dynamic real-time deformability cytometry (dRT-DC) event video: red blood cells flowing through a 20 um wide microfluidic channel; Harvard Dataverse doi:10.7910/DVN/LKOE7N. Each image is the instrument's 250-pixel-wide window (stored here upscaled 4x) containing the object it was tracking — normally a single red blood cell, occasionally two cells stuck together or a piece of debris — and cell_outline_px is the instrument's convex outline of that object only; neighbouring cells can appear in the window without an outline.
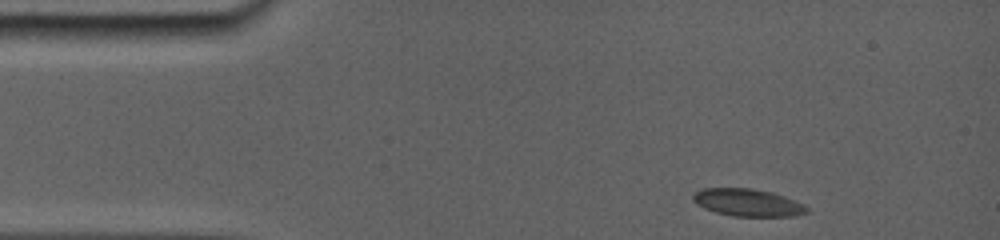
{"species": "common noctule bat (a hibernating species)", "species_latin": "Nyctalus noctula", "temperature_condition": "room temperature", "stored_images_in_passage": 31, "camera_frame_rate_fps": 5000, "um_per_image_px": 0.085, "animal": {"sex": "female", "body_mass_g": 19.0, "forearm_length_mm": 56.7}, "frame": {"image": 1, "passage_image": 1, "time_ms": 0.0, "image_size_px": [1000, 240], "cell_outline_px": [[808, 212], [796, 216], [732, 216], [716, 212], [704, 208], [696, 204], [692, 200], [692, 196], [700, 188], [752, 188], [772, 192], [784, 196], [804, 204], [808, 208]], "centroid_in_image_um": [63.55, 17.21], "position_along_channel_um": 21.5, "area_um2": 18.26}}
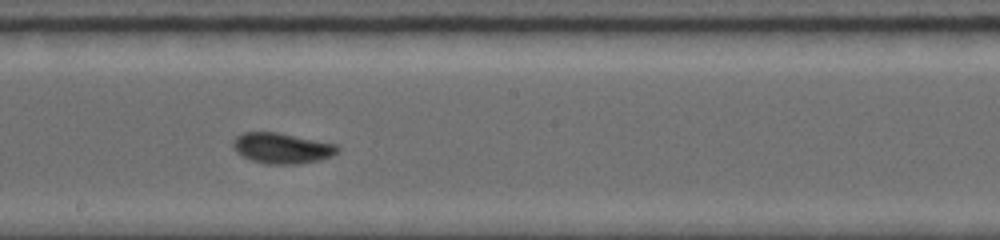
{"frame": {"image": 2, "passage_image": 19, "time_ms": 7.0, "image_size_px": [1000, 240], "cell_outline_px": [[340, 148], [332, 156], [320, 160], [300, 164], [268, 164], [252, 160], [236, 152], [232, 148], [232, 140], [236, 136], [244, 132], [276, 132], [336, 144]], "centroid_in_image_um": [23.94, 12.59], "position_along_channel_um": 224.3, "area_um2": 18.61}}
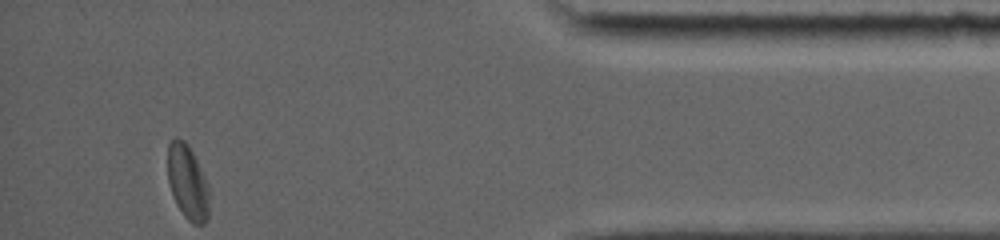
{"frame": {"image": 3, "passage_image": 31, "time_ms": 13.0, "image_size_px": [1000, 240], "cell_outline_px": [[208, 220], [204, 224], [192, 224], [184, 216], [176, 204], [168, 180], [168, 144], [176, 136], [184, 140], [188, 144], [208, 184]], "centroid_in_image_um": [15.94, 15.5], "position_along_channel_um": 419.3, "area_um2": 17.92}, "authors_computed_cell_mechanics": {"area_um2": 17.9758, "velocity_mm_per_s": 3.8374, "shape_relaxation_time_tau1_ms": 2.7789, "shape_relaxation_time_tau2_ms": 1.4301, "deformation_change_tau1": 0.1077, "deformation_change_tau2": 0.0376}}